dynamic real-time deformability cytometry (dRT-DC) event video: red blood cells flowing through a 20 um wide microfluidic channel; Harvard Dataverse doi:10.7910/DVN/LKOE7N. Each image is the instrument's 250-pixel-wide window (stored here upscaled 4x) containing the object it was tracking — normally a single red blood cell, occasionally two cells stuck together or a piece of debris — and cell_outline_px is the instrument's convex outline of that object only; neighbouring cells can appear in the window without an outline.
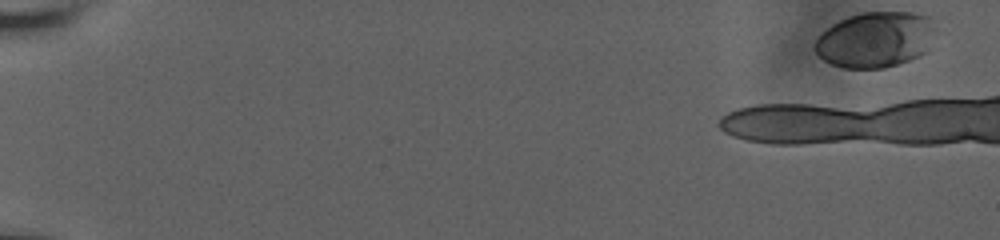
{"species": "human", "species_latin": "Homo sapiens", "temperature_condition": "room temperature", "stored_images_in_passage": 10, "camera_frame_rate_fps": 3000, "um_per_image_px": 0.085, "donor": {"sex": "male"}, "frame": {"image": 1, "passage_image": 1, "time_ms": 0.0, "image_size_px": [1000, 240], "cell_outline_px": [[936, 28], [924, 52], [908, 60], [884, 68], [844, 68], [832, 64], [824, 60], [812, 48], [816, 40], [832, 24], [840, 20], [864, 12], [916, 12], [928, 16], [932, 20]], "centroid_in_image_um": [74.4, 3.36], "position_along_channel_um": 10.6, "area_um2": 38.73}}